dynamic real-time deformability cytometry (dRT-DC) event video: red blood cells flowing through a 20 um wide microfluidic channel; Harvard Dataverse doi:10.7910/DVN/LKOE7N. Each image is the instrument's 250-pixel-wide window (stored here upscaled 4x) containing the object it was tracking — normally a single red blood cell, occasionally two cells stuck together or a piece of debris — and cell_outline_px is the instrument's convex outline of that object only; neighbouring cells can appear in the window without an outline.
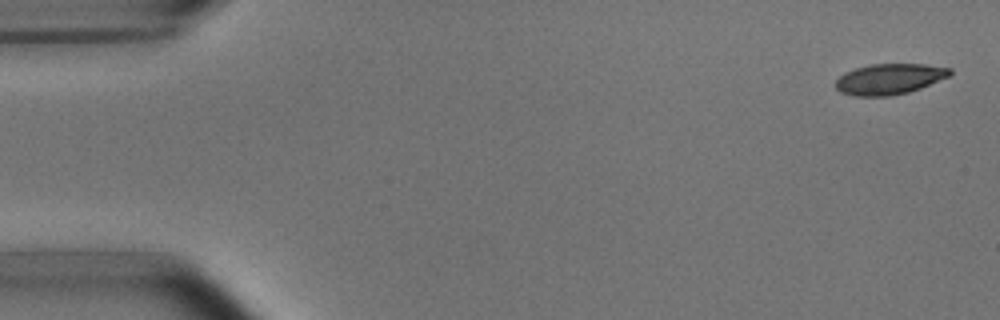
{"species": "common noctule bat (a hibernating species)", "species_latin": "Nyctalus noctula", "temperature_condition": "room temperature", "stored_images_in_passage": 5, "camera_frame_rate_fps": 3000, "um_per_image_px": 0.085, "animal": {"sex": "male", "body_mass_g": 15.6}, "frame": {"image": 1, "passage_image": 1, "time_ms": 0.0, "image_size_px": [1000, 320], "cell_outline_px": [[952, 72], [948, 76], [920, 88], [908, 92], [888, 96], [856, 96], [840, 92], [836, 88], [836, 80], [844, 72], [856, 68], [872, 64], [924, 64], [952, 68]], "centroid_in_image_um": [75.58, 6.71], "position_along_channel_um": 9.4, "area_um2": 20.29}}
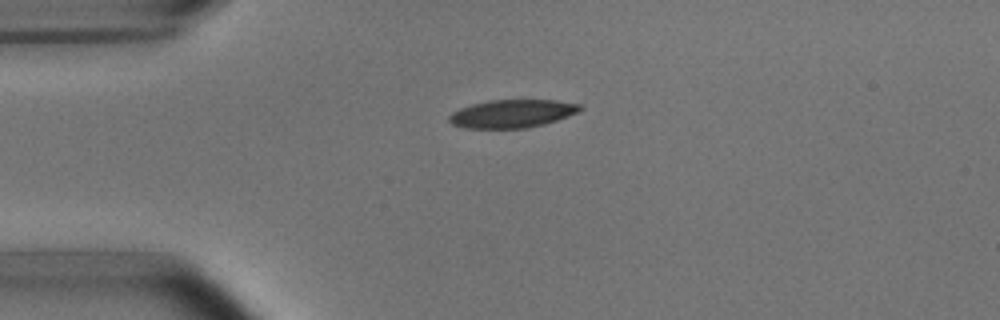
{"frame": {"image": 2, "passage_image": 4, "time_ms": 3.667, "image_size_px": [1000, 320], "cell_outline_px": [[584, 108], [568, 116], [544, 124], [524, 128], [464, 128], [452, 124], [448, 120], [448, 116], [452, 112], [460, 108], [472, 104], [488, 100], [556, 100], [580, 104]], "centroid_in_image_um": [43.51, 9.65], "position_along_channel_um": 41.5, "area_um2": 21.39}}